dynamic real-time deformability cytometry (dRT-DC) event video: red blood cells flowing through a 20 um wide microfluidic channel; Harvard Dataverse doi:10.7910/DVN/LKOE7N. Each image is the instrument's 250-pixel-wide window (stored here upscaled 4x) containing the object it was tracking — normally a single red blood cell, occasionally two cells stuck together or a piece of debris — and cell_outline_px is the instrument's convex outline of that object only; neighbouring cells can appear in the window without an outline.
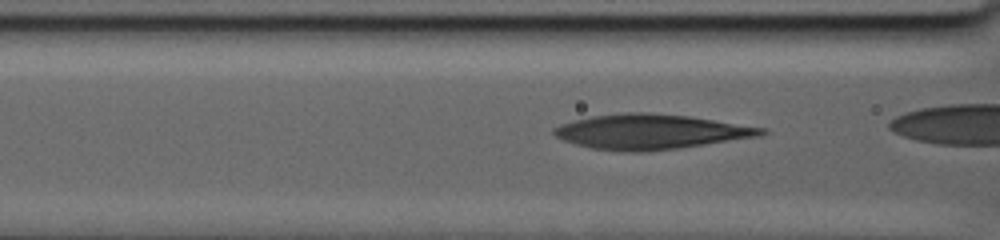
{"species": "human", "species_latin": "Homo sapiens", "temperature_condition": "warm", "stored_images_in_passage": 43, "camera_frame_rate_fps": 3000, "um_per_image_px": 0.085, "donor": {"sex": "male"}, "frame": {"image": 1, "passage_image": 10, "time_ms": 3.0, "image_size_px": [1000, 240], "cell_outline_px": [[768, 132], [760, 136], [676, 148], [644, 152], [620, 152], [592, 148], [576, 144], [564, 140], [556, 136], [552, 132], [552, 128], [560, 124], [572, 120], [592, 116], [624, 112], [648, 112], [688, 116], [768, 128]], "centroid_in_image_um": [55.28, 11.19], "position_along_channel_um": 111.3, "area_um2": 42.19}}
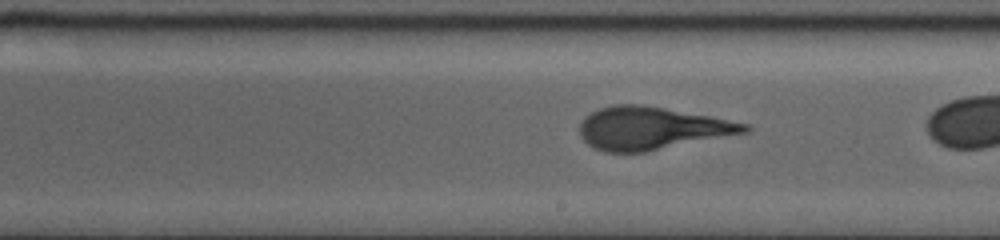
{"frame": {"image": 2, "passage_image": 25, "time_ms": 8.0, "image_size_px": [1000, 240], "cell_outline_px": [[752, 128], [748, 132], [644, 152], [604, 152], [592, 148], [580, 136], [580, 124], [584, 116], [600, 108], [616, 104], [640, 104], [712, 116], [748, 124]], "centroid_in_image_um": [55.37, 10.9], "position_along_channel_um": 233.6, "area_um2": 40.92}}
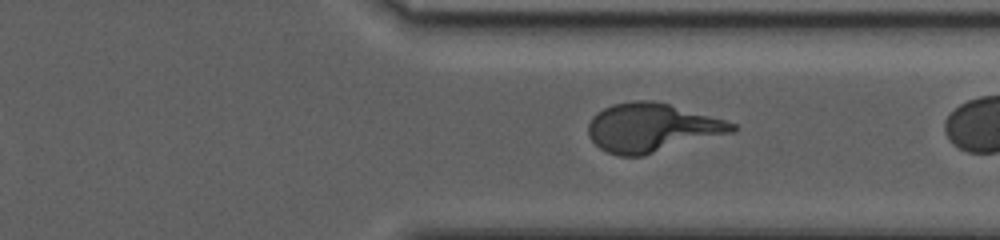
{"frame": {"image": 3, "passage_image": 40, "time_ms": 13.0, "image_size_px": [1000, 240], "cell_outline_px": [[736, 128], [732, 132], [644, 156], [620, 156], [608, 152], [600, 148], [588, 136], [588, 124], [592, 116], [596, 112], [612, 104], [632, 100], [652, 100], [668, 104], [724, 120], [736, 124]], "centroid_in_image_um": [55.35, 10.85], "position_along_channel_um": 356.1, "area_um2": 40.58}}